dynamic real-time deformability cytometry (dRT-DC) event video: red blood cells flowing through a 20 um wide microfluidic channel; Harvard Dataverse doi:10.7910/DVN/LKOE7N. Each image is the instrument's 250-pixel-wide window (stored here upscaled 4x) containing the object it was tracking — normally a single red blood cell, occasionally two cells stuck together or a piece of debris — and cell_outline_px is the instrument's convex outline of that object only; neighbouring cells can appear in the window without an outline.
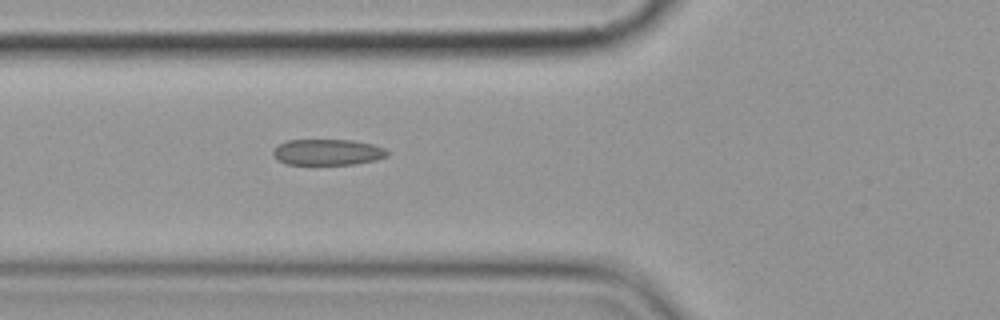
{"species": "common noctule bat (a hibernating species)", "species_latin": "Nyctalus noctula", "temperature_condition": "cold", "stored_images_in_passage": 2, "camera_frame_rate_fps": 3000, "um_per_image_px": 0.085, "animal": {"sex": "female", "body_mass_g": 19.9}, "frame": {"image": 1, "passage_image": 2, "time_ms": 1.0, "image_size_px": [1000, 320], "cell_outline_px": [[388, 156], [376, 160], [352, 164], [288, 164], [276, 160], [272, 152], [280, 144], [288, 140], [352, 140], [372, 144], [384, 148], [388, 152]], "centroid_in_image_um": [27.85, 12.93], "position_along_channel_um": 97.9, "area_um2": 17.17}}